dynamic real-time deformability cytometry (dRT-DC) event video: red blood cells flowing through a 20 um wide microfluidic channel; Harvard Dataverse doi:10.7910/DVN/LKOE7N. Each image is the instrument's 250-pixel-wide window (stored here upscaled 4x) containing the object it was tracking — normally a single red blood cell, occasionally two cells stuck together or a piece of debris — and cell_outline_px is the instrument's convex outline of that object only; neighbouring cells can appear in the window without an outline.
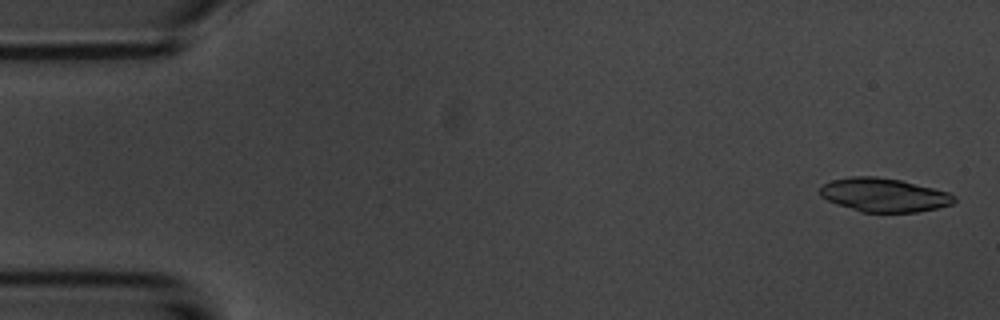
{"species": "common noctule bat (a hibernating species)", "species_latin": "Nyctalus noctula", "temperature_condition": "room temperature", "stored_images_in_passage": 5, "camera_frame_rate_fps": 3000, "um_per_image_px": 0.085, "animal": {"sex": "male", "body_mass_g": 20.1, "forearm_length_mm": 53.5}, "frame": {"image": 1, "passage_image": 1, "time_ms": 0.0, "image_size_px": [1000, 320], "cell_outline_px": [[956, 200], [952, 204], [936, 208], [916, 212], [860, 212], [836, 204], [820, 196], [820, 188], [824, 184], [832, 180], [848, 176], [876, 176], [900, 180], [948, 192], [956, 196]], "centroid_in_image_um": [75.11, 16.57], "position_along_channel_um": 9.9, "area_um2": 26.3}}
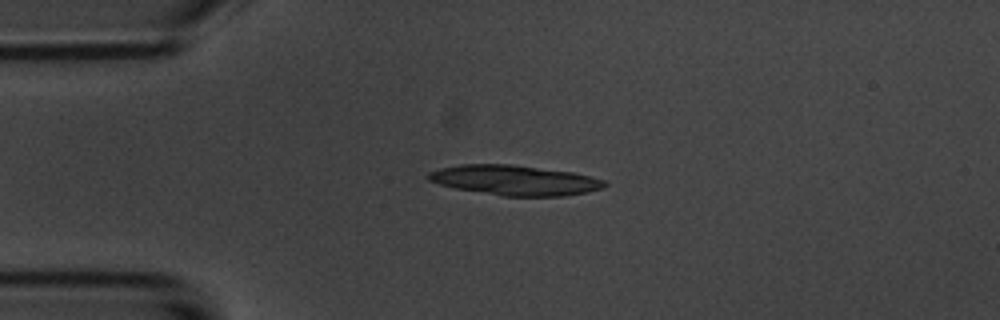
{"frame": {"image": 2, "passage_image": 4, "time_ms": 3.667, "image_size_px": [1000, 320], "cell_outline_px": [[608, 184], [604, 188], [588, 192], [564, 196], [504, 196], [456, 188], [440, 184], [428, 180], [424, 176], [428, 172], [440, 168], [460, 164], [512, 164], [572, 172], [592, 176], [604, 180]], "centroid_in_image_um": [43.77, 15.31], "position_along_channel_um": 41.2, "area_um2": 30.92}}